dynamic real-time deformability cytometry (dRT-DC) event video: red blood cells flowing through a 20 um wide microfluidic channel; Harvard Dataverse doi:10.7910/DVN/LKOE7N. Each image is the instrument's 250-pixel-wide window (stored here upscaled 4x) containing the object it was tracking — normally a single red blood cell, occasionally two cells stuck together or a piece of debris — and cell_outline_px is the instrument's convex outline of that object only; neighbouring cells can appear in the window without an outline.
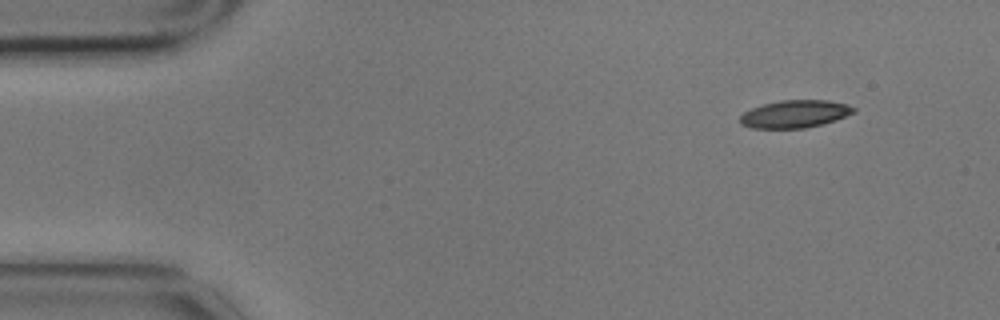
{"species": "common noctule bat (a hibernating species)", "species_latin": "Nyctalus noctula", "temperature_condition": "cold", "stored_images_in_passage": 5, "camera_frame_rate_fps": 3000, "um_per_image_px": 0.085, "animal": {"sex": "male", "body_mass_g": 17.9}, "frame": {"image": 1, "passage_image": 1, "time_ms": 0.0, "image_size_px": [1000, 320], "cell_outline_px": [[856, 112], [820, 124], [804, 128], [752, 128], [740, 124], [740, 116], [744, 112], [752, 108], [764, 104], [780, 100], [828, 100], [848, 104], [856, 108]], "centroid_in_image_um": [67.55, 9.68], "position_along_channel_um": 17.5, "area_um2": 18.09}}